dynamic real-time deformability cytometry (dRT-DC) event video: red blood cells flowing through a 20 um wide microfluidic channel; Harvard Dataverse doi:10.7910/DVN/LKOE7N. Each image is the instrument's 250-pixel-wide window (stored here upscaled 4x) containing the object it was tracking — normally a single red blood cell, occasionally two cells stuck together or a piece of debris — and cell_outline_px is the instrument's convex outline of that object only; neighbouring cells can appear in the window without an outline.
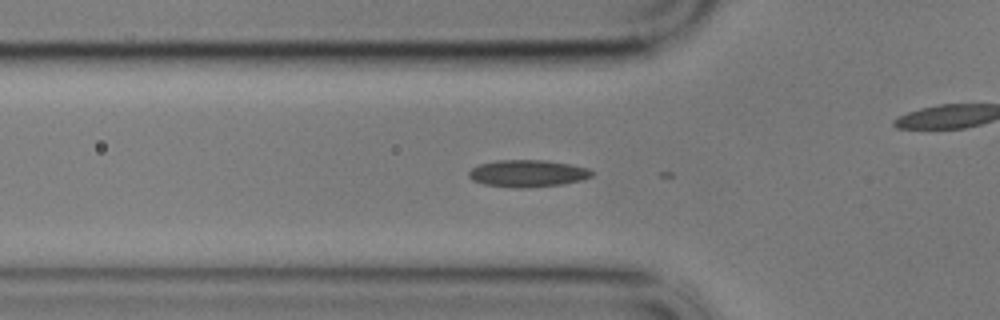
{"species": "common noctule bat (a hibernating species)", "species_latin": "Nyctalus noctula", "temperature_condition": "cold", "stored_images_in_passage": 6, "camera_frame_rate_fps": 3000, "um_per_image_px": 0.085, "animal": {"sex": "male", "body_mass_g": 17.9}, "frame": {"image": 1, "passage_image": 2, "time_ms": 0.333, "image_size_px": [1000, 320], "cell_outline_px": [[596, 172], [592, 176], [584, 180], [564, 184], [528, 188], [512, 188], [484, 184], [472, 180], [468, 176], [468, 172], [472, 168], [480, 164], [496, 160], [544, 160], [572, 164], [588, 168]], "centroid_in_image_um": [44.89, 14.75], "position_along_channel_um": 80.9, "area_um2": 19.77}}
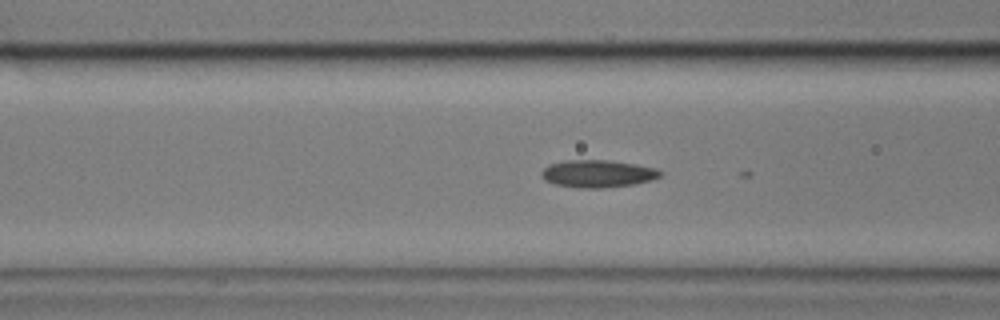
{"frame": {"image": 2, "passage_image": 5, "time_ms": 1.333, "image_size_px": [1000, 320], "cell_outline_px": [[664, 172], [660, 176], [652, 180], [632, 184], [604, 188], [580, 188], [556, 184], [544, 180], [540, 176], [540, 172], [548, 164], [568, 160], [604, 160], [636, 164], [656, 168]], "centroid_in_image_um": [50.79, 14.76], "position_along_channel_um": 115.8, "area_um2": 19.02}}